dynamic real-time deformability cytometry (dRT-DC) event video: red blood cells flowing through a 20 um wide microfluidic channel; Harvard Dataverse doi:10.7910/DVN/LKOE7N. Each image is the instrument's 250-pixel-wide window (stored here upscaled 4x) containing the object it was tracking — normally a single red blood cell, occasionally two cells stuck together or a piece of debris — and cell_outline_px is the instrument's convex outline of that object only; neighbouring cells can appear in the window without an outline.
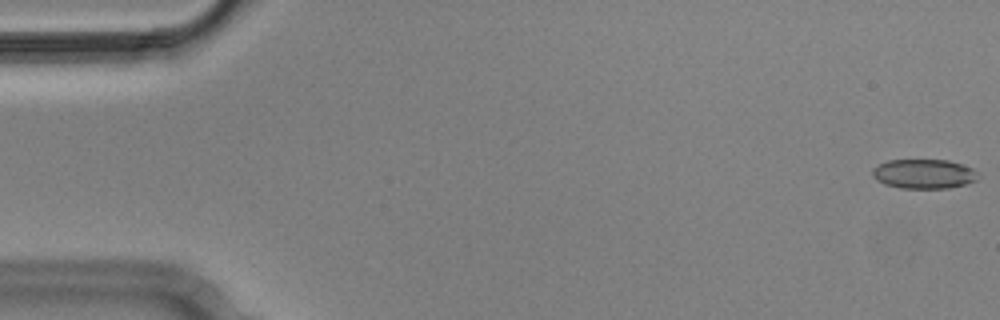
{"species": "Egyptian fruit bat (a non-hibernating species)", "species_latin": "Rousettus aegyptiacus", "temperature_condition": "cold", "stored_images_in_passage": 4, "camera_frame_rate_fps": 3000, "um_per_image_px": 0.085, "animal": {"sex": "male"}, "frame": {"image": 1, "passage_image": 1, "time_ms": 0.0, "image_size_px": [1000, 320], "cell_outline_px": [[976, 180], [964, 184], [948, 188], [900, 188], [884, 184], [876, 180], [872, 176], [872, 168], [888, 160], [948, 160], [972, 168]], "centroid_in_image_um": [78.44, 14.78], "position_along_channel_um": 6.6, "area_um2": 17.86}}